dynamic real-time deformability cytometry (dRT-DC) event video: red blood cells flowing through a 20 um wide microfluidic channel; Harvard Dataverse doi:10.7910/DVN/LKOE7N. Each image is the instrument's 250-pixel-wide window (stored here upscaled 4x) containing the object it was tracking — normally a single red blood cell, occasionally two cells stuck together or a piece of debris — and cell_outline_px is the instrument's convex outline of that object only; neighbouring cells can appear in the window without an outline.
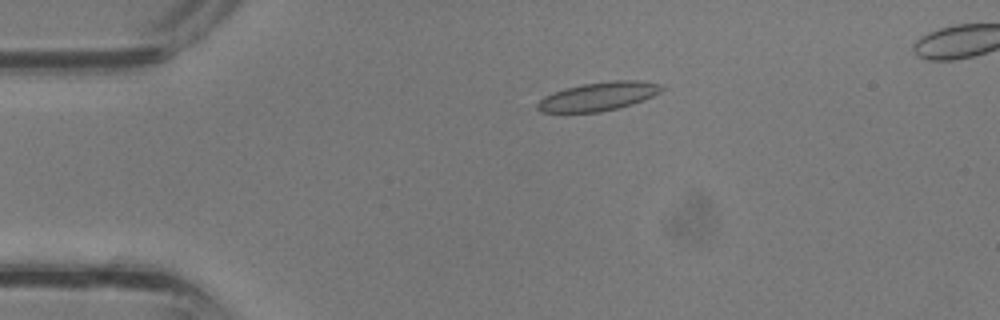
{"species": "common noctule bat (a hibernating species)", "species_latin": "Nyctalus noctula", "temperature_condition": "room temperature", "stored_images_in_passage": 34, "camera_frame_rate_fps": 3000, "um_per_image_px": 0.085, "animal": {"sex": "male", "body_mass_g": 13.3}, "frame": {"image": 1, "passage_image": 5, "time_ms": 1.333, "image_size_px": [1000, 320], "cell_outline_px": [[660, 92], [652, 96], [616, 108], [596, 112], [544, 112], [536, 108], [536, 104], [544, 96], [564, 88], [584, 84], [612, 80], [636, 80], [656, 84], [660, 88]], "centroid_in_image_um": [50.76, 8.19], "position_along_channel_um": 34.2, "area_um2": 20.0}}
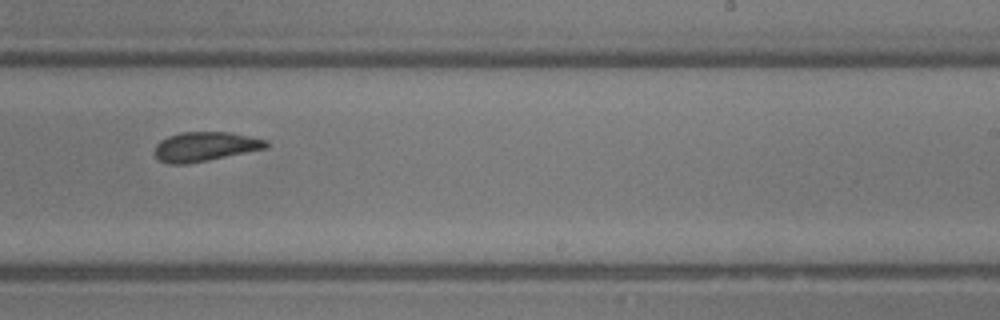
{"frame": {"image": 2, "passage_image": 20, "time_ms": 6.333, "image_size_px": [1000, 320], "cell_outline_px": [[268, 144], [264, 148], [184, 164], [172, 164], [160, 160], [156, 156], [156, 144], [160, 140], [168, 136], [180, 132], [228, 132], [248, 136], [264, 140]], "centroid_in_image_um": [17.35, 12.44], "position_along_channel_um": 271.6, "area_um2": 18.32}}
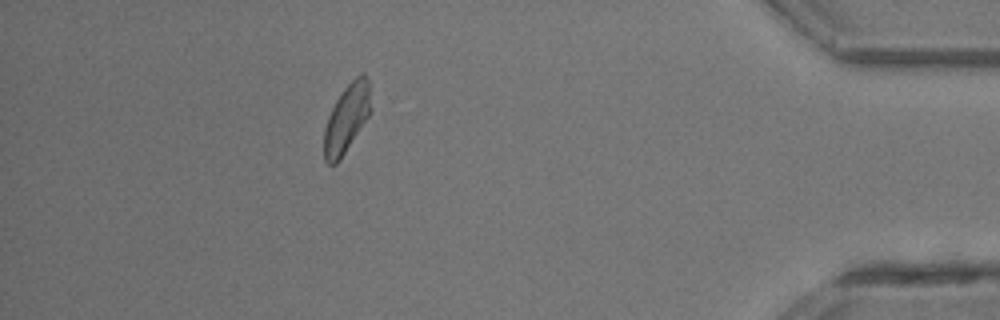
{"frame": {"image": 3, "passage_image": 30, "time_ms": 9.667, "image_size_px": [1000, 320], "cell_outline_px": [[368, 116], [340, 160], [336, 164], [328, 164], [324, 160], [324, 128], [328, 116], [336, 100], [344, 88], [360, 72], [364, 72], [368, 80]], "centroid_in_image_um": [29.41, 10.09], "position_along_channel_um": 405.8, "area_um2": 18.03}}